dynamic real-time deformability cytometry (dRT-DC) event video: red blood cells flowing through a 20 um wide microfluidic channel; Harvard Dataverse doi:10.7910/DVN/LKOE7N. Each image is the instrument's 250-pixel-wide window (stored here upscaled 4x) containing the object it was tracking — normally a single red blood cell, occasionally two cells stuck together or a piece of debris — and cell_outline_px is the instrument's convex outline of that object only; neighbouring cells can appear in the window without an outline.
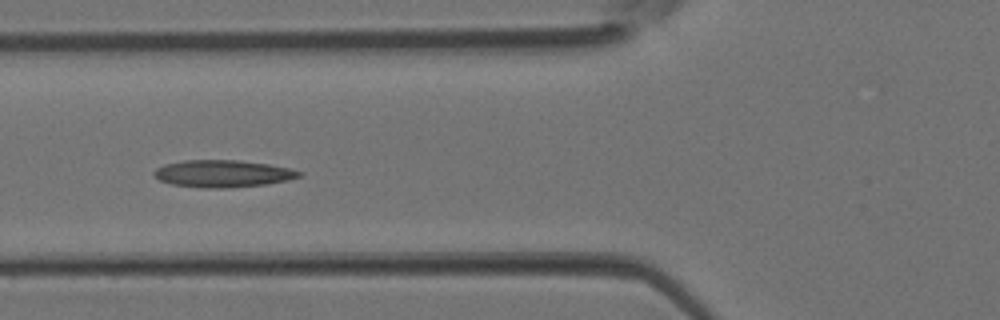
{"species": "Egyptian fruit bat (a non-hibernating species)", "species_latin": "Rousettus aegyptiacus", "temperature_condition": "room temperature", "stored_images_in_passage": 5, "camera_frame_rate_fps": 3000, "um_per_image_px": 0.085, "animal": {"sex": "female"}, "frame": {"image": 1, "passage_image": 5, "time_ms": 1.333, "image_size_px": [1000, 320], "cell_outline_px": [[304, 172], [300, 176], [288, 180], [268, 184], [228, 188], [204, 188], [172, 184], [160, 180], [152, 172], [156, 168], [164, 164], [184, 160], [240, 160], [268, 164], [288, 168]], "centroid_in_image_um": [18.95, 14.76], "position_along_channel_um": 106.9, "area_um2": 23.0}}